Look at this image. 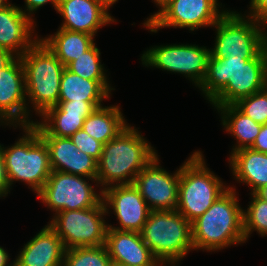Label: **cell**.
<instances>
[{"label": "cell", "instance_id": "16", "mask_svg": "<svg viewBox=\"0 0 267 266\" xmlns=\"http://www.w3.org/2000/svg\"><path fill=\"white\" fill-rule=\"evenodd\" d=\"M101 0H58L56 13L63 18L59 28L96 36L101 27L116 22Z\"/></svg>", "mask_w": 267, "mask_h": 266}, {"label": "cell", "instance_id": "4", "mask_svg": "<svg viewBox=\"0 0 267 266\" xmlns=\"http://www.w3.org/2000/svg\"><path fill=\"white\" fill-rule=\"evenodd\" d=\"M20 59L25 72L26 100L29 101L28 126H32L34 121L30 119V112L33 109L35 115L41 116L57 105L65 66L40 39ZM29 103L32 106L29 107Z\"/></svg>", "mask_w": 267, "mask_h": 266}, {"label": "cell", "instance_id": "12", "mask_svg": "<svg viewBox=\"0 0 267 266\" xmlns=\"http://www.w3.org/2000/svg\"><path fill=\"white\" fill-rule=\"evenodd\" d=\"M218 0H171L148 23H142L150 32L161 28L212 27L228 10Z\"/></svg>", "mask_w": 267, "mask_h": 266}, {"label": "cell", "instance_id": "35", "mask_svg": "<svg viewBox=\"0 0 267 266\" xmlns=\"http://www.w3.org/2000/svg\"><path fill=\"white\" fill-rule=\"evenodd\" d=\"M10 184L5 167L2 146L0 145V197H7L10 194Z\"/></svg>", "mask_w": 267, "mask_h": 266}, {"label": "cell", "instance_id": "38", "mask_svg": "<svg viewBox=\"0 0 267 266\" xmlns=\"http://www.w3.org/2000/svg\"><path fill=\"white\" fill-rule=\"evenodd\" d=\"M10 254L0 246V266H12L14 264V260L10 261Z\"/></svg>", "mask_w": 267, "mask_h": 266}, {"label": "cell", "instance_id": "2", "mask_svg": "<svg viewBox=\"0 0 267 266\" xmlns=\"http://www.w3.org/2000/svg\"><path fill=\"white\" fill-rule=\"evenodd\" d=\"M138 129L129 124L103 145L97 161L99 191L110 186L132 184L137 174L158 156L157 150Z\"/></svg>", "mask_w": 267, "mask_h": 266}, {"label": "cell", "instance_id": "37", "mask_svg": "<svg viewBox=\"0 0 267 266\" xmlns=\"http://www.w3.org/2000/svg\"><path fill=\"white\" fill-rule=\"evenodd\" d=\"M16 56L8 50L0 48V71L5 68Z\"/></svg>", "mask_w": 267, "mask_h": 266}, {"label": "cell", "instance_id": "44", "mask_svg": "<svg viewBox=\"0 0 267 266\" xmlns=\"http://www.w3.org/2000/svg\"><path fill=\"white\" fill-rule=\"evenodd\" d=\"M110 266H125V265H121V264H118V263H115V262H111Z\"/></svg>", "mask_w": 267, "mask_h": 266}, {"label": "cell", "instance_id": "7", "mask_svg": "<svg viewBox=\"0 0 267 266\" xmlns=\"http://www.w3.org/2000/svg\"><path fill=\"white\" fill-rule=\"evenodd\" d=\"M19 128L23 136L13 145L4 147L0 143L9 184L12 189L14 182L21 181L37 194L52 172L48 148L33 126Z\"/></svg>", "mask_w": 267, "mask_h": 266}, {"label": "cell", "instance_id": "28", "mask_svg": "<svg viewBox=\"0 0 267 266\" xmlns=\"http://www.w3.org/2000/svg\"><path fill=\"white\" fill-rule=\"evenodd\" d=\"M111 257L105 245L65 250L63 266H110Z\"/></svg>", "mask_w": 267, "mask_h": 266}, {"label": "cell", "instance_id": "43", "mask_svg": "<svg viewBox=\"0 0 267 266\" xmlns=\"http://www.w3.org/2000/svg\"><path fill=\"white\" fill-rule=\"evenodd\" d=\"M103 1L109 8H111L118 0H101Z\"/></svg>", "mask_w": 267, "mask_h": 266}, {"label": "cell", "instance_id": "41", "mask_svg": "<svg viewBox=\"0 0 267 266\" xmlns=\"http://www.w3.org/2000/svg\"><path fill=\"white\" fill-rule=\"evenodd\" d=\"M263 49H264L266 60H267V30L266 28H263Z\"/></svg>", "mask_w": 267, "mask_h": 266}, {"label": "cell", "instance_id": "5", "mask_svg": "<svg viewBox=\"0 0 267 266\" xmlns=\"http://www.w3.org/2000/svg\"><path fill=\"white\" fill-rule=\"evenodd\" d=\"M229 186L207 167L202 151L196 150L180 166L176 211L192 222L203 215Z\"/></svg>", "mask_w": 267, "mask_h": 266}, {"label": "cell", "instance_id": "8", "mask_svg": "<svg viewBox=\"0 0 267 266\" xmlns=\"http://www.w3.org/2000/svg\"><path fill=\"white\" fill-rule=\"evenodd\" d=\"M215 58H254L263 49L262 21L241 12L228 10L213 26Z\"/></svg>", "mask_w": 267, "mask_h": 266}, {"label": "cell", "instance_id": "18", "mask_svg": "<svg viewBox=\"0 0 267 266\" xmlns=\"http://www.w3.org/2000/svg\"><path fill=\"white\" fill-rule=\"evenodd\" d=\"M49 152L52 171L97 179V160L77 150L68 137L40 136Z\"/></svg>", "mask_w": 267, "mask_h": 266}, {"label": "cell", "instance_id": "15", "mask_svg": "<svg viewBox=\"0 0 267 266\" xmlns=\"http://www.w3.org/2000/svg\"><path fill=\"white\" fill-rule=\"evenodd\" d=\"M102 192L107 215L112 209L119 223L118 226L110 223L108 228L140 233L151 209L133 183L110 186Z\"/></svg>", "mask_w": 267, "mask_h": 266}, {"label": "cell", "instance_id": "1", "mask_svg": "<svg viewBox=\"0 0 267 266\" xmlns=\"http://www.w3.org/2000/svg\"><path fill=\"white\" fill-rule=\"evenodd\" d=\"M266 86L267 60L262 49L254 58H215L210 54L199 90L216 110L233 105Z\"/></svg>", "mask_w": 267, "mask_h": 266}, {"label": "cell", "instance_id": "39", "mask_svg": "<svg viewBox=\"0 0 267 266\" xmlns=\"http://www.w3.org/2000/svg\"><path fill=\"white\" fill-rule=\"evenodd\" d=\"M158 7V11L150 15L149 18H146L143 23H148L163 7H165L171 0H152Z\"/></svg>", "mask_w": 267, "mask_h": 266}, {"label": "cell", "instance_id": "31", "mask_svg": "<svg viewBox=\"0 0 267 266\" xmlns=\"http://www.w3.org/2000/svg\"><path fill=\"white\" fill-rule=\"evenodd\" d=\"M70 139L77 146V150L90 155L97 161L100 159L103 144L95 138H92L83 129L76 131Z\"/></svg>", "mask_w": 267, "mask_h": 266}, {"label": "cell", "instance_id": "22", "mask_svg": "<svg viewBox=\"0 0 267 266\" xmlns=\"http://www.w3.org/2000/svg\"><path fill=\"white\" fill-rule=\"evenodd\" d=\"M228 162L234 179L250 186V194L267 185V153L242 148L233 152Z\"/></svg>", "mask_w": 267, "mask_h": 266}, {"label": "cell", "instance_id": "40", "mask_svg": "<svg viewBox=\"0 0 267 266\" xmlns=\"http://www.w3.org/2000/svg\"><path fill=\"white\" fill-rule=\"evenodd\" d=\"M255 194L262 200L267 201V185L262 186Z\"/></svg>", "mask_w": 267, "mask_h": 266}, {"label": "cell", "instance_id": "26", "mask_svg": "<svg viewBox=\"0 0 267 266\" xmlns=\"http://www.w3.org/2000/svg\"><path fill=\"white\" fill-rule=\"evenodd\" d=\"M90 114H74L68 112H44L41 121H35L33 127L39 136H56L70 138L76 131L82 129L84 120Z\"/></svg>", "mask_w": 267, "mask_h": 266}, {"label": "cell", "instance_id": "21", "mask_svg": "<svg viewBox=\"0 0 267 266\" xmlns=\"http://www.w3.org/2000/svg\"><path fill=\"white\" fill-rule=\"evenodd\" d=\"M112 88L108 80H88L64 68L58 101L89 102L95 109L103 106V100L109 99Z\"/></svg>", "mask_w": 267, "mask_h": 266}, {"label": "cell", "instance_id": "42", "mask_svg": "<svg viewBox=\"0 0 267 266\" xmlns=\"http://www.w3.org/2000/svg\"><path fill=\"white\" fill-rule=\"evenodd\" d=\"M12 3L9 2V0H0V10L8 7Z\"/></svg>", "mask_w": 267, "mask_h": 266}, {"label": "cell", "instance_id": "9", "mask_svg": "<svg viewBox=\"0 0 267 266\" xmlns=\"http://www.w3.org/2000/svg\"><path fill=\"white\" fill-rule=\"evenodd\" d=\"M104 202L81 210L53 214L48 225L61 238L65 250L105 245L108 222Z\"/></svg>", "mask_w": 267, "mask_h": 266}, {"label": "cell", "instance_id": "3", "mask_svg": "<svg viewBox=\"0 0 267 266\" xmlns=\"http://www.w3.org/2000/svg\"><path fill=\"white\" fill-rule=\"evenodd\" d=\"M229 187L203 215L191 222L194 250L212 253L246 243L243 209L236 188Z\"/></svg>", "mask_w": 267, "mask_h": 266}, {"label": "cell", "instance_id": "13", "mask_svg": "<svg viewBox=\"0 0 267 266\" xmlns=\"http://www.w3.org/2000/svg\"><path fill=\"white\" fill-rule=\"evenodd\" d=\"M156 156L135 177L133 185L151 211L176 210L178 204L180 166L174 173L162 168Z\"/></svg>", "mask_w": 267, "mask_h": 266}, {"label": "cell", "instance_id": "20", "mask_svg": "<svg viewBox=\"0 0 267 266\" xmlns=\"http://www.w3.org/2000/svg\"><path fill=\"white\" fill-rule=\"evenodd\" d=\"M65 248L61 238L47 224L24 244L14 259L16 266H63Z\"/></svg>", "mask_w": 267, "mask_h": 266}, {"label": "cell", "instance_id": "29", "mask_svg": "<svg viewBox=\"0 0 267 266\" xmlns=\"http://www.w3.org/2000/svg\"><path fill=\"white\" fill-rule=\"evenodd\" d=\"M248 208L243 209V231L245 241L249 240L253 231L265 237L267 236V201L259 198L255 193L250 194Z\"/></svg>", "mask_w": 267, "mask_h": 266}, {"label": "cell", "instance_id": "27", "mask_svg": "<svg viewBox=\"0 0 267 266\" xmlns=\"http://www.w3.org/2000/svg\"><path fill=\"white\" fill-rule=\"evenodd\" d=\"M101 52L96 43L80 57L70 62L66 68L80 77L88 80H109L101 62Z\"/></svg>", "mask_w": 267, "mask_h": 266}, {"label": "cell", "instance_id": "25", "mask_svg": "<svg viewBox=\"0 0 267 266\" xmlns=\"http://www.w3.org/2000/svg\"><path fill=\"white\" fill-rule=\"evenodd\" d=\"M217 111L221 115L224 130L236 140L229 156L239 149L250 148L262 125L244 115L234 105L220 106Z\"/></svg>", "mask_w": 267, "mask_h": 266}, {"label": "cell", "instance_id": "10", "mask_svg": "<svg viewBox=\"0 0 267 266\" xmlns=\"http://www.w3.org/2000/svg\"><path fill=\"white\" fill-rule=\"evenodd\" d=\"M88 180V181H87ZM89 180L99 188L96 179L61 171H52L42 189L36 194L50 211L81 210L102 202L103 192L96 191Z\"/></svg>", "mask_w": 267, "mask_h": 266}, {"label": "cell", "instance_id": "33", "mask_svg": "<svg viewBox=\"0 0 267 266\" xmlns=\"http://www.w3.org/2000/svg\"><path fill=\"white\" fill-rule=\"evenodd\" d=\"M247 16L262 21L263 28H267V0H250Z\"/></svg>", "mask_w": 267, "mask_h": 266}, {"label": "cell", "instance_id": "24", "mask_svg": "<svg viewBox=\"0 0 267 266\" xmlns=\"http://www.w3.org/2000/svg\"><path fill=\"white\" fill-rule=\"evenodd\" d=\"M94 38V36L83 32L58 28L54 35L51 34L39 39L66 67L95 44Z\"/></svg>", "mask_w": 267, "mask_h": 266}, {"label": "cell", "instance_id": "34", "mask_svg": "<svg viewBox=\"0 0 267 266\" xmlns=\"http://www.w3.org/2000/svg\"><path fill=\"white\" fill-rule=\"evenodd\" d=\"M24 3L25 8L22 9L20 6L19 8L23 11L24 14L35 21V19L33 18L34 12L36 13L39 8H41L43 5H46L47 3H51L52 7H54V10L56 11L58 0H24Z\"/></svg>", "mask_w": 267, "mask_h": 266}, {"label": "cell", "instance_id": "32", "mask_svg": "<svg viewBox=\"0 0 267 266\" xmlns=\"http://www.w3.org/2000/svg\"><path fill=\"white\" fill-rule=\"evenodd\" d=\"M95 108L87 101H58L56 106L50 107L45 112H68L74 114H91Z\"/></svg>", "mask_w": 267, "mask_h": 266}, {"label": "cell", "instance_id": "6", "mask_svg": "<svg viewBox=\"0 0 267 266\" xmlns=\"http://www.w3.org/2000/svg\"><path fill=\"white\" fill-rule=\"evenodd\" d=\"M140 234L162 266H177L194 251L191 222L176 210L151 211Z\"/></svg>", "mask_w": 267, "mask_h": 266}, {"label": "cell", "instance_id": "11", "mask_svg": "<svg viewBox=\"0 0 267 266\" xmlns=\"http://www.w3.org/2000/svg\"><path fill=\"white\" fill-rule=\"evenodd\" d=\"M146 50L141 54L145 67L182 74L198 88L206 76L210 49L205 46L175 43Z\"/></svg>", "mask_w": 267, "mask_h": 266}, {"label": "cell", "instance_id": "36", "mask_svg": "<svg viewBox=\"0 0 267 266\" xmlns=\"http://www.w3.org/2000/svg\"><path fill=\"white\" fill-rule=\"evenodd\" d=\"M250 148L258 152L267 153V124L261 126L260 132Z\"/></svg>", "mask_w": 267, "mask_h": 266}, {"label": "cell", "instance_id": "14", "mask_svg": "<svg viewBox=\"0 0 267 266\" xmlns=\"http://www.w3.org/2000/svg\"><path fill=\"white\" fill-rule=\"evenodd\" d=\"M28 126L25 72L20 57L0 71V126Z\"/></svg>", "mask_w": 267, "mask_h": 266}, {"label": "cell", "instance_id": "30", "mask_svg": "<svg viewBox=\"0 0 267 266\" xmlns=\"http://www.w3.org/2000/svg\"><path fill=\"white\" fill-rule=\"evenodd\" d=\"M233 105L256 123L267 124V86Z\"/></svg>", "mask_w": 267, "mask_h": 266}, {"label": "cell", "instance_id": "23", "mask_svg": "<svg viewBox=\"0 0 267 266\" xmlns=\"http://www.w3.org/2000/svg\"><path fill=\"white\" fill-rule=\"evenodd\" d=\"M129 123L125 120L119 105L96 108L85 120L82 129L103 145L111 141Z\"/></svg>", "mask_w": 267, "mask_h": 266}, {"label": "cell", "instance_id": "19", "mask_svg": "<svg viewBox=\"0 0 267 266\" xmlns=\"http://www.w3.org/2000/svg\"><path fill=\"white\" fill-rule=\"evenodd\" d=\"M105 246L112 262L125 266H162L139 232L108 228Z\"/></svg>", "mask_w": 267, "mask_h": 266}, {"label": "cell", "instance_id": "17", "mask_svg": "<svg viewBox=\"0 0 267 266\" xmlns=\"http://www.w3.org/2000/svg\"><path fill=\"white\" fill-rule=\"evenodd\" d=\"M35 22L16 4L1 9L0 48L10 51L16 57L22 56L40 38L34 34Z\"/></svg>", "mask_w": 267, "mask_h": 266}]
</instances>
